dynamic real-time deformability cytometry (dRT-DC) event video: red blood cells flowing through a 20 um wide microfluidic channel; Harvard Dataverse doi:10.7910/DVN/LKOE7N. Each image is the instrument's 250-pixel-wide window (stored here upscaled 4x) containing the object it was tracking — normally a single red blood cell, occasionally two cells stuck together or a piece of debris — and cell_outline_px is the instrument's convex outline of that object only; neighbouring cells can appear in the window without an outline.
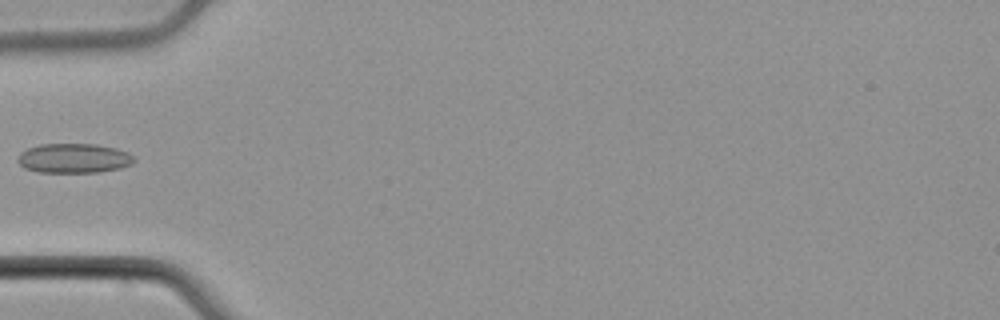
{"species": "common noctule bat (a hibernating species)", "species_latin": "Nyctalus noctula", "temperature_condition": "cold", "stored_images_in_passage": 4, "camera_frame_rate_fps": 3000, "um_per_image_px": 0.085, "animal": {"sex": "male", "body_mass_g": 21.5, "forearm_length_mm": 52.0}, "frame": {"image": 1, "passage_image": 3, "time_ms": 0.667, "image_size_px": [1000, 320], "cell_outline_px": [[136, 160], [132, 164], [120, 168], [100, 172], [40, 172], [24, 168], [16, 160], [20, 152], [28, 148], [40, 144], [96, 144], [116, 148], [128, 152], [136, 156]], "centroid_in_image_um": [6.3, 13.45], "position_along_channel_um": 78.7, "area_um2": 20.23}}
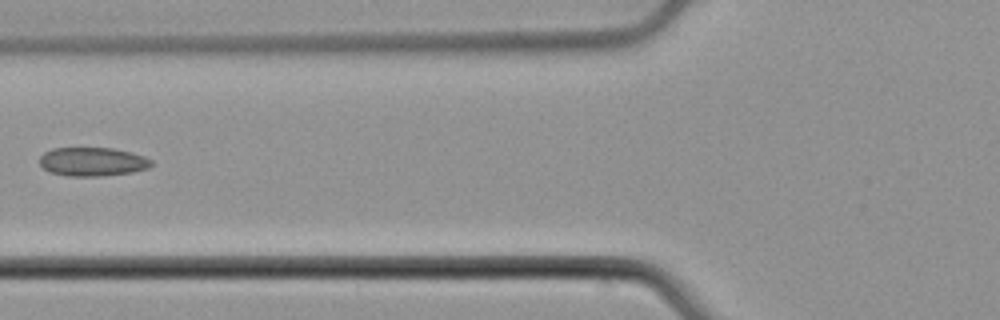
{"frame": {"image": 2, "passage_image": 4, "time_ms": 1.0, "image_size_px": [1000, 320], "cell_outline_px": [[152, 164], [148, 168], [132, 172], [100, 176], [68, 176], [48, 172], [40, 164], [40, 156], [44, 152], [52, 148], [112, 148], [132, 152], [144, 156], [152, 160]], "centroid_in_image_um": [7.85, 13.74], "position_along_channel_um": 117.9, "area_um2": 18.79}}